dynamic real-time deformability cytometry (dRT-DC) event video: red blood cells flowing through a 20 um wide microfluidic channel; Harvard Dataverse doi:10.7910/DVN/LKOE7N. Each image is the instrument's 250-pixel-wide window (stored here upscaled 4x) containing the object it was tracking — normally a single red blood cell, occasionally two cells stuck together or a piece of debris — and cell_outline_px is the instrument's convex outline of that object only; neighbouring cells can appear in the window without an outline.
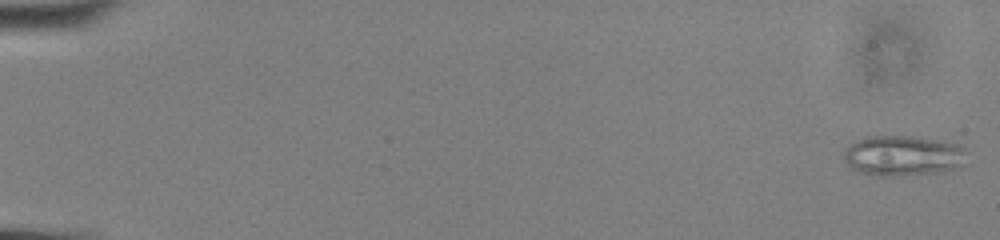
{"species": "common noctule bat (a hibernating species)", "species_latin": "Nyctalus noctula", "temperature_condition": "cold", "stored_images_in_passage": 59, "camera_frame_rate_fps": 3000, "um_per_image_px": 0.085, "animal": {"sex": "male", "body_mass_g": 13.0, "forearm_length_mm": 53.1}, "frame": {"image": 1, "passage_image": 2, "time_ms": 0.333, "image_size_px": [1000, 240], "cell_outline_px": [[964, 164], [952, 168], [936, 172], [896, 176], [880, 176], [860, 172], [852, 168], [844, 160], [844, 152], [848, 144], [856, 140], [868, 136], [920, 136], [956, 144], [964, 148]], "centroid_in_image_um": [76.7, 13.21], "position_along_channel_um": 8.3, "area_um2": 28.73}}
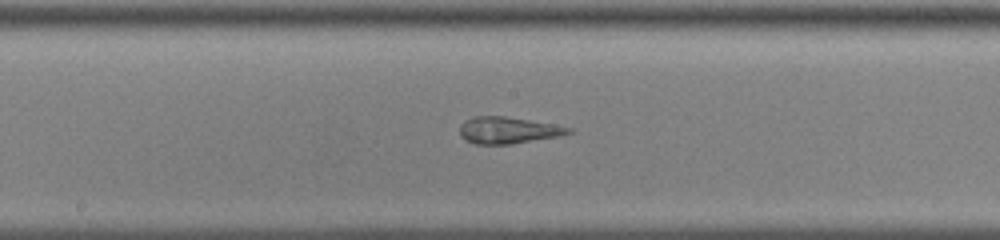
{"frame": {"image": 2, "passage_image": 33, "time_ms": 10.667, "image_size_px": [1000, 240], "cell_outline_px": [[572, 132], [560, 136], [512, 144], [476, 144], [464, 140], [460, 136], [460, 124], [464, 120], [476, 116], [504, 116], [528, 120], [572, 128]], "centroid_in_image_um": [43.13, 11.08], "position_along_channel_um": 205.1, "area_um2": 16.82}}
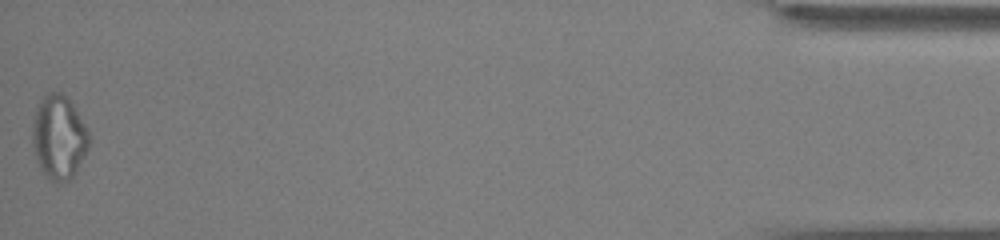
{"frame": {"image": 3, "passage_image": 59, "time_ms": 19.333, "image_size_px": [1000, 240], "cell_outline_px": [[88, 148], [72, 176], [68, 180], [60, 184], [56, 184], [48, 180], [40, 168], [36, 160], [32, 144], [32, 124], [36, 108], [40, 100], [48, 92], [60, 92], [76, 108], [88, 132]], "centroid_in_image_um": [4.96, 11.69], "position_along_channel_um": 430.2, "area_um2": 27.57}}